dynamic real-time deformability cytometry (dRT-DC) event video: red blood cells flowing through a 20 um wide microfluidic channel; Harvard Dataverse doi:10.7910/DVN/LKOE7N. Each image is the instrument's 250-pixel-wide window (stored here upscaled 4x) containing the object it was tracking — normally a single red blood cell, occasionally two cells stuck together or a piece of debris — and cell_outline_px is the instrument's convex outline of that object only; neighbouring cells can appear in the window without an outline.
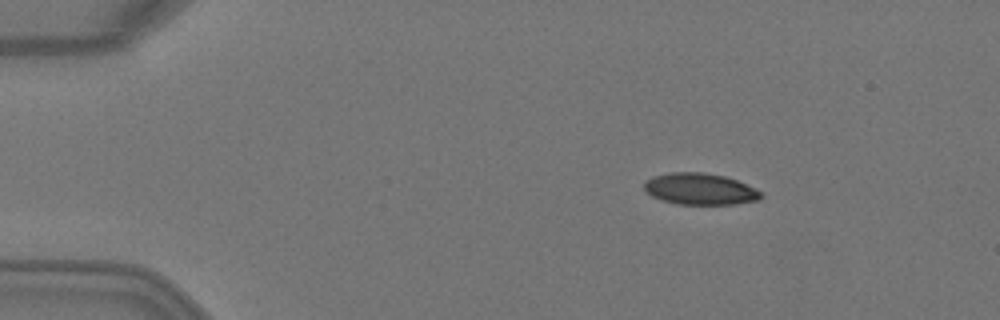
{"species": "Egyptian fruit bat (a non-hibernating species)", "species_latin": "Rousettus aegyptiacus", "temperature_condition": "warm", "stored_images_in_passage": 4, "camera_frame_rate_fps": 3000, "um_per_image_px": 0.085, "animal": {"sex": "female"}, "frame": {"image": 1, "passage_image": 1, "time_ms": 0.0, "image_size_px": [1000, 320], "cell_outline_px": [[764, 196], [760, 200], [736, 204], [676, 204], [652, 196], [644, 188], [644, 180], [656, 176], [672, 172], [704, 172], [724, 176], [736, 180], [756, 188]], "centroid_in_image_um": [59.54, 16.07], "position_along_channel_um": 25.5, "area_um2": 21.39}}